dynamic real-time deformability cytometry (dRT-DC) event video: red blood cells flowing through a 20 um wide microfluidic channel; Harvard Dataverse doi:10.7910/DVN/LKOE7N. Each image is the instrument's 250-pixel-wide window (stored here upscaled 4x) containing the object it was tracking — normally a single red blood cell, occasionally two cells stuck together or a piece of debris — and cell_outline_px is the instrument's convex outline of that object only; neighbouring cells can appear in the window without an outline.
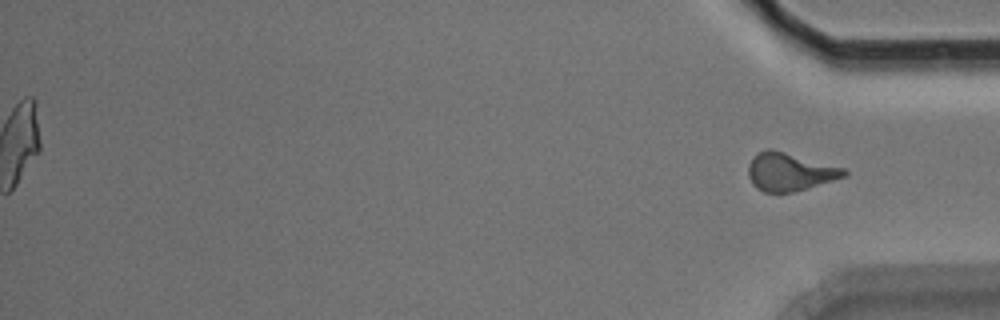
{"species": "Egyptian fruit bat (a non-hibernating species)", "species_latin": "Rousettus aegyptiacus", "temperature_condition": "room temperature", "stored_images_in_passage": 51, "segment_of_instrument_passage": [2, 2], "camera_frame_rate_fps": 3000, "um_per_image_px": 0.085, "animal": {"sex": "male"}, "frame": {"image": 1, "passage_image": 51, "time_ms": 16.667, "image_size_px": [1000, 320], "cell_outline_px": [[848, 172], [844, 176], [832, 180], [792, 192], [764, 192], [756, 188], [752, 184], [748, 176], [748, 164], [752, 156], [756, 152], [768, 148], [772, 148], [844, 168]], "centroid_in_image_um": [67.05, 14.58], "position_along_channel_um": 368.2, "area_um2": 21.15}}